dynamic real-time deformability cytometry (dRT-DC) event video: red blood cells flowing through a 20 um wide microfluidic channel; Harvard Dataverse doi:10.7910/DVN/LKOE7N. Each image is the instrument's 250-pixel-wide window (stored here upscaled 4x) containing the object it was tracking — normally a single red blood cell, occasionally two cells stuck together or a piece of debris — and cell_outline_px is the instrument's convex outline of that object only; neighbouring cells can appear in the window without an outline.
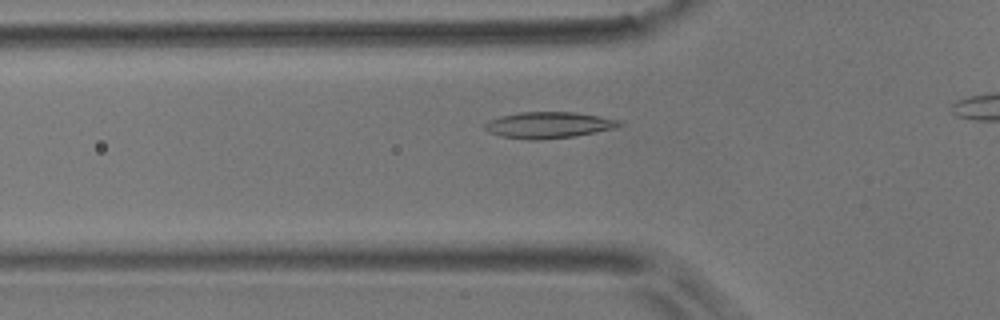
{"species": "common noctule bat (a hibernating species)", "species_latin": "Nyctalus noctula", "temperature_condition": "room temperature", "stored_images_in_passage": 21, "camera_frame_rate_fps": 3000, "um_per_image_px": 0.085, "animal": {"sex": "male", "body_mass_g": 17.9}, "frame": {"image": 1, "passage_image": 3, "time_ms": 0.667, "image_size_px": [1000, 320], "cell_outline_px": [[628, 124], [616, 128], [576, 136], [540, 140], [528, 140], [500, 136], [488, 132], [484, 128], [484, 124], [488, 120], [500, 116], [520, 112], [576, 112], [600, 116], [620, 120]], "centroid_in_image_um": [46.67, 10.63], "position_along_channel_um": 79.1, "area_um2": 20.98}}
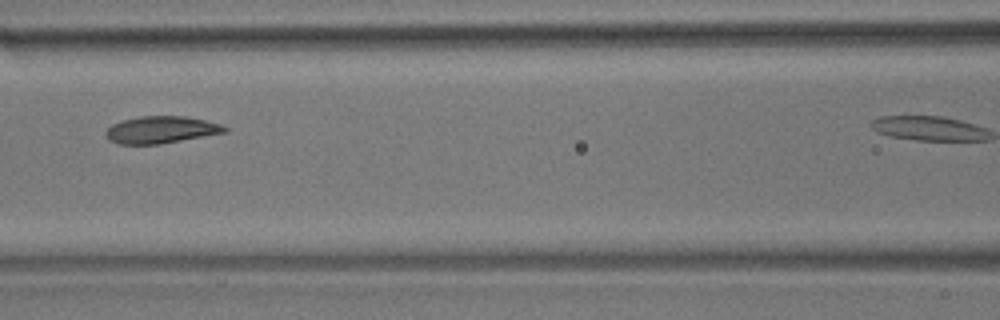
{"frame": {"image": 2, "passage_image": 9, "time_ms": 2.667, "image_size_px": [1000, 320], "cell_outline_px": [[228, 132], [160, 144], [116, 144], [108, 140], [104, 136], [104, 132], [112, 124], [120, 120], [140, 116], [184, 116], [204, 120], [220, 124], [228, 128]], "centroid_in_image_um": [13.64, 11.03], "position_along_channel_um": 153.0, "area_um2": 18.96}}
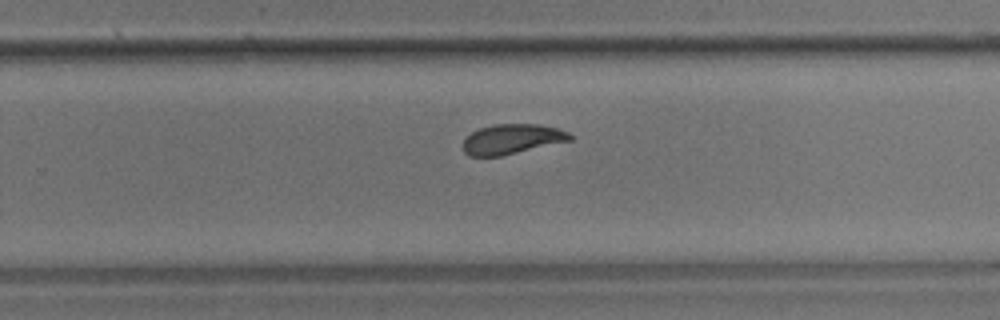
{"frame": {"image": 3, "passage_image": 20, "time_ms": 6.333, "image_size_px": [1000, 320], "cell_outline_px": [[572, 140], [500, 156], [468, 156], [464, 152], [464, 140], [472, 132], [480, 128], [492, 124], [540, 124], [556, 128], [568, 132], [572, 136]], "centroid_in_image_um": [43.52, 11.82], "position_along_channel_um": 286.3, "area_um2": 18.5}}